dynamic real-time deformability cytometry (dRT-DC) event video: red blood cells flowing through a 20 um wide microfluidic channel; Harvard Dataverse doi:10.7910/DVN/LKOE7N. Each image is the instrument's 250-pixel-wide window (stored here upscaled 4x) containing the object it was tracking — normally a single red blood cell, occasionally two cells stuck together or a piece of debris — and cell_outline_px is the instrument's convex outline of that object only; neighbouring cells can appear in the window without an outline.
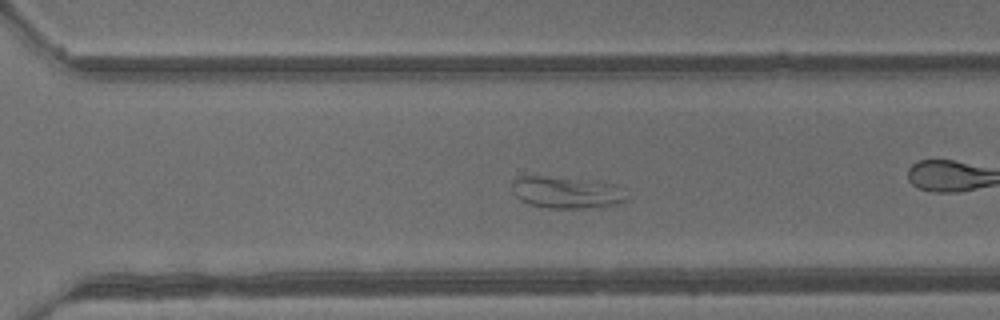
{"species": "common noctule bat (a hibernating species)", "species_latin": "Nyctalus noctula", "temperature_condition": "warm", "stored_images_in_passage": 28, "camera_frame_rate_fps": 3000, "um_per_image_px": 0.085, "animal": {"sex": "male", "body_mass_g": 13.3}, "frame": {"image": 1, "passage_image": 24, "time_ms": 7.667, "image_size_px": [1000, 320], "cell_outline_px": [[628, 200], [616, 204], [584, 208], [548, 208], [528, 204], [520, 200], [512, 192], [512, 180], [520, 176], [544, 176], [608, 184]], "centroid_in_image_um": [47.95, 16.38], "position_along_channel_um": 322.6, "area_um2": 20.23}, "authors_computed_cell_mechanics": {"area_um2": 21.6172, "velocity_mm_per_s": 4.8615, "shape_relaxation_time_tau1_ms": null, "shape_relaxation_time_tau2_ms": 0.5411, "deformation_change_tau1": null, "deformation_change_tau2": 0.0381}}